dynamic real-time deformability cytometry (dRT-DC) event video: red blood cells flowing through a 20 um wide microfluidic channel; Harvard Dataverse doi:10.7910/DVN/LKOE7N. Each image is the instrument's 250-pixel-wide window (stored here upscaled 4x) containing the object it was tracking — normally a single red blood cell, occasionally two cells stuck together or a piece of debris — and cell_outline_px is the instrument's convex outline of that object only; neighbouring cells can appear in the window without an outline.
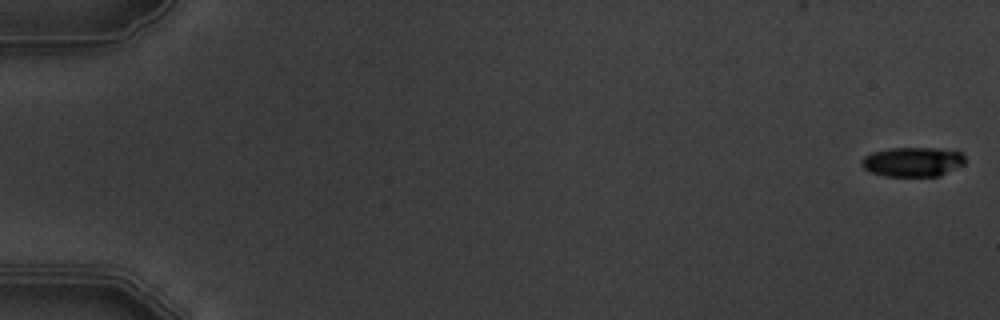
{"species": "common noctule bat (a hibernating species)", "species_latin": "Nyctalus noctula", "temperature_condition": "warm", "stored_images_in_passage": 7, "camera_frame_rate_fps": 3000, "um_per_image_px": 0.085, "animal": {"sex": "male", "body_mass_g": 19.5, "forearm_length_mm": 54.6}, "frame": {"image": 1, "passage_image": 1, "time_ms": 0.0, "image_size_px": [1000, 320], "cell_outline_px": [[964, 164], [940, 176], [884, 176], [872, 172], [864, 168], [860, 164], [860, 160], [864, 156], [872, 152], [892, 148], [936, 148], [964, 152]], "centroid_in_image_um": [77.58, 13.75], "position_along_channel_um": 7.4, "area_um2": 17.86}}